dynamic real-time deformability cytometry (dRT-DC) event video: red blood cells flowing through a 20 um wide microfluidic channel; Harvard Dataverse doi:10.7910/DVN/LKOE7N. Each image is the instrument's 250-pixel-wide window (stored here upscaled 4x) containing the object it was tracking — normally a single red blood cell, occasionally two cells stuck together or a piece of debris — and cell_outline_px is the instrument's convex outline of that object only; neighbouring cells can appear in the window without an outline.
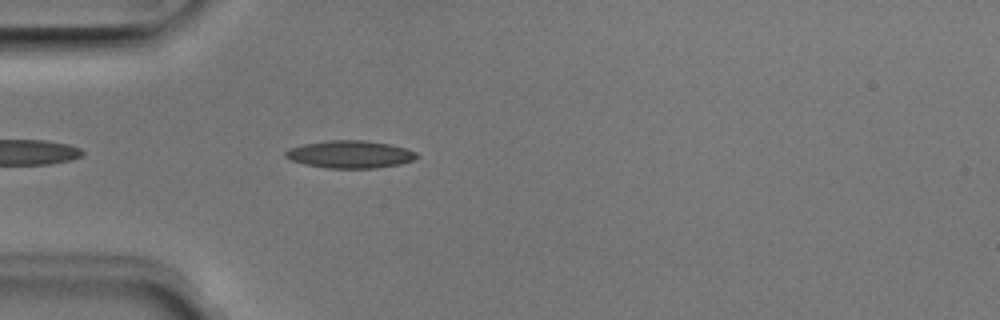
{"species": "Egyptian fruit bat (a non-hibernating species)", "species_latin": "Rousettus aegyptiacus", "temperature_condition": "room temperature", "stored_images_in_passage": 25, "camera_frame_rate_fps": 3000, "um_per_image_px": 0.085, "animal": {"sex": "male"}, "frame": {"image": 1, "passage_image": 3, "time_ms": 0.667, "image_size_px": [1000, 320], "cell_outline_px": [[420, 156], [412, 160], [400, 164], [376, 168], [328, 168], [304, 164], [292, 160], [284, 156], [284, 152], [288, 148], [304, 144], [328, 140], [364, 140], [392, 144], [416, 152]], "centroid_in_image_um": [29.75, 13.11], "position_along_channel_um": 55.2, "area_um2": 21.1}}
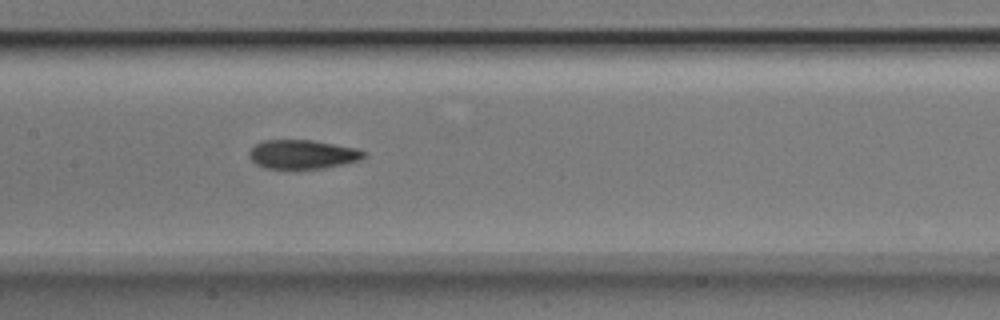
{"frame": {"image": 2, "passage_image": 13, "time_ms": 4.0, "image_size_px": [1000, 320], "cell_outline_px": [[368, 156], [360, 160], [344, 164], [324, 168], [296, 172], [264, 168], [256, 164], [248, 156], [248, 152], [256, 144], [264, 140], [312, 140], [360, 148], [368, 152]], "centroid_in_image_um": [25.75, 13.16], "position_along_channel_um": 181.6, "area_um2": 20.46}}
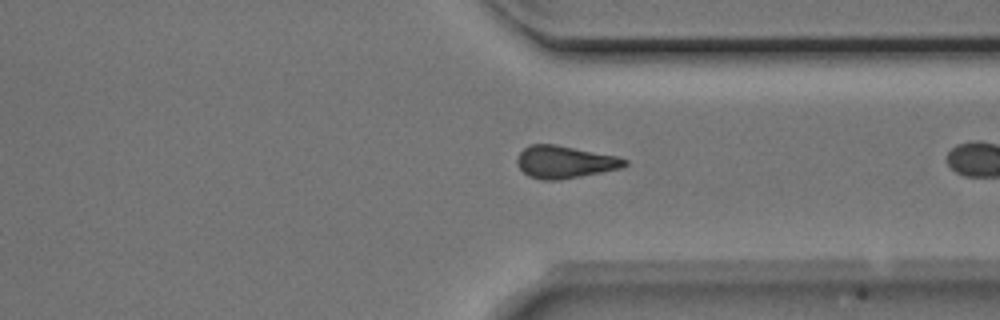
{"frame": {"image": 3, "passage_image": 24, "time_ms": 7.667, "image_size_px": [1000, 320], "cell_outline_px": [[628, 164], [624, 168], [560, 180], [540, 180], [528, 176], [520, 168], [516, 160], [520, 152], [528, 144], [556, 144], [616, 156], [628, 160]], "centroid_in_image_um": [48.01, 13.77], "position_along_channel_um": 363.4, "area_um2": 20.46}}